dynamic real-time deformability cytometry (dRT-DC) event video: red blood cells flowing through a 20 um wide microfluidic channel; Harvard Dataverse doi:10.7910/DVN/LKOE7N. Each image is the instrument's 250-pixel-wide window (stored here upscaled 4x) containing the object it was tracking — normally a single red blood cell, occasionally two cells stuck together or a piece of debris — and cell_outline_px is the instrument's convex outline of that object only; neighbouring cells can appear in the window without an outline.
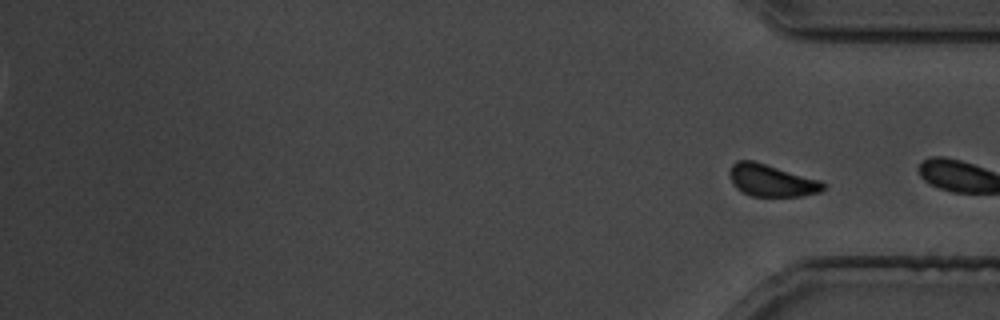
{"species": "common noctule bat (a hibernating species)", "species_latin": "Nyctalus noctula", "temperature_condition": "cold", "stored_images_in_passage": 32, "segment_of_instrument_passage": [2, 2], "camera_frame_rate_fps": 3000, "um_per_image_px": 0.085, "animal": {"sex": "male", "body_mass_g": 19.5, "forearm_length_mm": 54.6}, "frame": {"image": 1, "passage_image": 32, "time_ms": 38.333, "image_size_px": [1000, 320], "cell_outline_px": [[824, 188], [820, 192], [800, 196], [752, 196], [736, 188], [732, 184], [728, 172], [732, 164], [736, 160], [752, 160], [820, 180], [824, 184]], "centroid_in_image_um": [65.53, 15.33], "position_along_channel_um": 369.7, "area_um2": 17.4}}